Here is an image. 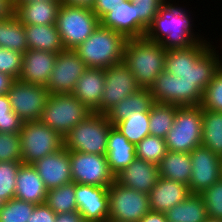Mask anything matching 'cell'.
<instances>
[{"label":"cell","instance_id":"cell-35","mask_svg":"<svg viewBox=\"0 0 222 222\" xmlns=\"http://www.w3.org/2000/svg\"><path fill=\"white\" fill-rule=\"evenodd\" d=\"M149 125V115H134L117 123L114 127L129 142L136 145L150 135Z\"/></svg>","mask_w":222,"mask_h":222},{"label":"cell","instance_id":"cell-26","mask_svg":"<svg viewBox=\"0 0 222 222\" xmlns=\"http://www.w3.org/2000/svg\"><path fill=\"white\" fill-rule=\"evenodd\" d=\"M60 0L34 1L14 5V13L24 26L51 25L56 23Z\"/></svg>","mask_w":222,"mask_h":222},{"label":"cell","instance_id":"cell-32","mask_svg":"<svg viewBox=\"0 0 222 222\" xmlns=\"http://www.w3.org/2000/svg\"><path fill=\"white\" fill-rule=\"evenodd\" d=\"M201 143L222 157V112L203 109Z\"/></svg>","mask_w":222,"mask_h":222},{"label":"cell","instance_id":"cell-19","mask_svg":"<svg viewBox=\"0 0 222 222\" xmlns=\"http://www.w3.org/2000/svg\"><path fill=\"white\" fill-rule=\"evenodd\" d=\"M100 25L121 33L127 39L144 37L147 26L137 17L136 6L124 0L100 19Z\"/></svg>","mask_w":222,"mask_h":222},{"label":"cell","instance_id":"cell-20","mask_svg":"<svg viewBox=\"0 0 222 222\" xmlns=\"http://www.w3.org/2000/svg\"><path fill=\"white\" fill-rule=\"evenodd\" d=\"M57 54L28 49L23 54L22 69L18 80L46 86L56 62Z\"/></svg>","mask_w":222,"mask_h":222},{"label":"cell","instance_id":"cell-55","mask_svg":"<svg viewBox=\"0 0 222 222\" xmlns=\"http://www.w3.org/2000/svg\"><path fill=\"white\" fill-rule=\"evenodd\" d=\"M3 203L4 202L0 199V209L2 208Z\"/></svg>","mask_w":222,"mask_h":222},{"label":"cell","instance_id":"cell-1","mask_svg":"<svg viewBox=\"0 0 222 222\" xmlns=\"http://www.w3.org/2000/svg\"><path fill=\"white\" fill-rule=\"evenodd\" d=\"M207 40L198 41L191 47L167 50L164 71L181 80L193 82L203 92L222 68V58Z\"/></svg>","mask_w":222,"mask_h":222},{"label":"cell","instance_id":"cell-41","mask_svg":"<svg viewBox=\"0 0 222 222\" xmlns=\"http://www.w3.org/2000/svg\"><path fill=\"white\" fill-rule=\"evenodd\" d=\"M22 162L19 134L0 132V162Z\"/></svg>","mask_w":222,"mask_h":222},{"label":"cell","instance_id":"cell-43","mask_svg":"<svg viewBox=\"0 0 222 222\" xmlns=\"http://www.w3.org/2000/svg\"><path fill=\"white\" fill-rule=\"evenodd\" d=\"M23 54L11 49L0 48V72L19 78L22 69Z\"/></svg>","mask_w":222,"mask_h":222},{"label":"cell","instance_id":"cell-27","mask_svg":"<svg viewBox=\"0 0 222 222\" xmlns=\"http://www.w3.org/2000/svg\"><path fill=\"white\" fill-rule=\"evenodd\" d=\"M135 150V144L129 142L114 126L110 129L106 157L114 176L136 159Z\"/></svg>","mask_w":222,"mask_h":222},{"label":"cell","instance_id":"cell-13","mask_svg":"<svg viewBox=\"0 0 222 222\" xmlns=\"http://www.w3.org/2000/svg\"><path fill=\"white\" fill-rule=\"evenodd\" d=\"M69 157L74 183L109 187L115 181L106 156L69 152Z\"/></svg>","mask_w":222,"mask_h":222},{"label":"cell","instance_id":"cell-44","mask_svg":"<svg viewBox=\"0 0 222 222\" xmlns=\"http://www.w3.org/2000/svg\"><path fill=\"white\" fill-rule=\"evenodd\" d=\"M136 6L137 17L148 27L158 14L164 0H131Z\"/></svg>","mask_w":222,"mask_h":222},{"label":"cell","instance_id":"cell-22","mask_svg":"<svg viewBox=\"0 0 222 222\" xmlns=\"http://www.w3.org/2000/svg\"><path fill=\"white\" fill-rule=\"evenodd\" d=\"M104 86V69L88 68L77 80L72 94L91 112L100 113Z\"/></svg>","mask_w":222,"mask_h":222},{"label":"cell","instance_id":"cell-17","mask_svg":"<svg viewBox=\"0 0 222 222\" xmlns=\"http://www.w3.org/2000/svg\"><path fill=\"white\" fill-rule=\"evenodd\" d=\"M75 198L84 222L108 219V187L75 183Z\"/></svg>","mask_w":222,"mask_h":222},{"label":"cell","instance_id":"cell-53","mask_svg":"<svg viewBox=\"0 0 222 222\" xmlns=\"http://www.w3.org/2000/svg\"><path fill=\"white\" fill-rule=\"evenodd\" d=\"M205 222H222V220L208 218Z\"/></svg>","mask_w":222,"mask_h":222},{"label":"cell","instance_id":"cell-21","mask_svg":"<svg viewBox=\"0 0 222 222\" xmlns=\"http://www.w3.org/2000/svg\"><path fill=\"white\" fill-rule=\"evenodd\" d=\"M158 178L157 164L136 158L115 176V181L124 187L149 194Z\"/></svg>","mask_w":222,"mask_h":222},{"label":"cell","instance_id":"cell-14","mask_svg":"<svg viewBox=\"0 0 222 222\" xmlns=\"http://www.w3.org/2000/svg\"><path fill=\"white\" fill-rule=\"evenodd\" d=\"M86 64L74 50L57 54L49 81L45 86L50 94H69L74 91L77 80L87 70Z\"/></svg>","mask_w":222,"mask_h":222},{"label":"cell","instance_id":"cell-4","mask_svg":"<svg viewBox=\"0 0 222 222\" xmlns=\"http://www.w3.org/2000/svg\"><path fill=\"white\" fill-rule=\"evenodd\" d=\"M127 38L101 25L74 51L87 68L106 69L123 62Z\"/></svg>","mask_w":222,"mask_h":222},{"label":"cell","instance_id":"cell-10","mask_svg":"<svg viewBox=\"0 0 222 222\" xmlns=\"http://www.w3.org/2000/svg\"><path fill=\"white\" fill-rule=\"evenodd\" d=\"M108 203V218L117 222H139L151 211L148 194L116 181L108 187Z\"/></svg>","mask_w":222,"mask_h":222},{"label":"cell","instance_id":"cell-49","mask_svg":"<svg viewBox=\"0 0 222 222\" xmlns=\"http://www.w3.org/2000/svg\"><path fill=\"white\" fill-rule=\"evenodd\" d=\"M139 222H168V220L165 213L150 211Z\"/></svg>","mask_w":222,"mask_h":222},{"label":"cell","instance_id":"cell-54","mask_svg":"<svg viewBox=\"0 0 222 222\" xmlns=\"http://www.w3.org/2000/svg\"><path fill=\"white\" fill-rule=\"evenodd\" d=\"M103 222H117V221H114V220H111V219H106L105 221H103Z\"/></svg>","mask_w":222,"mask_h":222},{"label":"cell","instance_id":"cell-7","mask_svg":"<svg viewBox=\"0 0 222 222\" xmlns=\"http://www.w3.org/2000/svg\"><path fill=\"white\" fill-rule=\"evenodd\" d=\"M91 113L72 93L50 94L40 121L64 138Z\"/></svg>","mask_w":222,"mask_h":222},{"label":"cell","instance_id":"cell-15","mask_svg":"<svg viewBox=\"0 0 222 222\" xmlns=\"http://www.w3.org/2000/svg\"><path fill=\"white\" fill-rule=\"evenodd\" d=\"M105 86L100 103V114H105L114 105L141 89L124 62L104 69Z\"/></svg>","mask_w":222,"mask_h":222},{"label":"cell","instance_id":"cell-5","mask_svg":"<svg viewBox=\"0 0 222 222\" xmlns=\"http://www.w3.org/2000/svg\"><path fill=\"white\" fill-rule=\"evenodd\" d=\"M112 127L105 114L92 112L64 137V147L69 152L106 156Z\"/></svg>","mask_w":222,"mask_h":222},{"label":"cell","instance_id":"cell-25","mask_svg":"<svg viewBox=\"0 0 222 222\" xmlns=\"http://www.w3.org/2000/svg\"><path fill=\"white\" fill-rule=\"evenodd\" d=\"M154 103L149 89H139L136 93L127 96L114 105L105 116L112 126L134 115H149V110Z\"/></svg>","mask_w":222,"mask_h":222},{"label":"cell","instance_id":"cell-18","mask_svg":"<svg viewBox=\"0 0 222 222\" xmlns=\"http://www.w3.org/2000/svg\"><path fill=\"white\" fill-rule=\"evenodd\" d=\"M47 190L73 182L69 151L64 147L32 164Z\"/></svg>","mask_w":222,"mask_h":222},{"label":"cell","instance_id":"cell-16","mask_svg":"<svg viewBox=\"0 0 222 222\" xmlns=\"http://www.w3.org/2000/svg\"><path fill=\"white\" fill-rule=\"evenodd\" d=\"M192 175L189 181V191L192 194H202L221 179L222 157L200 145L190 152Z\"/></svg>","mask_w":222,"mask_h":222},{"label":"cell","instance_id":"cell-47","mask_svg":"<svg viewBox=\"0 0 222 222\" xmlns=\"http://www.w3.org/2000/svg\"><path fill=\"white\" fill-rule=\"evenodd\" d=\"M55 222H84L79 211H70L56 215Z\"/></svg>","mask_w":222,"mask_h":222},{"label":"cell","instance_id":"cell-24","mask_svg":"<svg viewBox=\"0 0 222 222\" xmlns=\"http://www.w3.org/2000/svg\"><path fill=\"white\" fill-rule=\"evenodd\" d=\"M15 199L42 204L47 199V189L32 165L22 164L16 176Z\"/></svg>","mask_w":222,"mask_h":222},{"label":"cell","instance_id":"cell-39","mask_svg":"<svg viewBox=\"0 0 222 222\" xmlns=\"http://www.w3.org/2000/svg\"><path fill=\"white\" fill-rule=\"evenodd\" d=\"M23 121L12 110L7 94L0 96V132L17 133L22 129Z\"/></svg>","mask_w":222,"mask_h":222},{"label":"cell","instance_id":"cell-36","mask_svg":"<svg viewBox=\"0 0 222 222\" xmlns=\"http://www.w3.org/2000/svg\"><path fill=\"white\" fill-rule=\"evenodd\" d=\"M136 158L147 162L159 164L167 153V146L164 138L148 135L135 145Z\"/></svg>","mask_w":222,"mask_h":222},{"label":"cell","instance_id":"cell-2","mask_svg":"<svg viewBox=\"0 0 222 222\" xmlns=\"http://www.w3.org/2000/svg\"><path fill=\"white\" fill-rule=\"evenodd\" d=\"M187 10L173 5L170 0H164L159 7L158 14L148 26L144 37L150 41L160 43L165 50H177L191 47L198 41H203L193 32V21Z\"/></svg>","mask_w":222,"mask_h":222},{"label":"cell","instance_id":"cell-50","mask_svg":"<svg viewBox=\"0 0 222 222\" xmlns=\"http://www.w3.org/2000/svg\"><path fill=\"white\" fill-rule=\"evenodd\" d=\"M14 81L13 77L0 72V96L7 94Z\"/></svg>","mask_w":222,"mask_h":222},{"label":"cell","instance_id":"cell-6","mask_svg":"<svg viewBox=\"0 0 222 222\" xmlns=\"http://www.w3.org/2000/svg\"><path fill=\"white\" fill-rule=\"evenodd\" d=\"M55 25L64 48L74 50L97 29L100 20L90 8L61 4Z\"/></svg>","mask_w":222,"mask_h":222},{"label":"cell","instance_id":"cell-23","mask_svg":"<svg viewBox=\"0 0 222 222\" xmlns=\"http://www.w3.org/2000/svg\"><path fill=\"white\" fill-rule=\"evenodd\" d=\"M190 195L189 187L183 183L159 177L149 192L150 209L166 213L174 205L181 203Z\"/></svg>","mask_w":222,"mask_h":222},{"label":"cell","instance_id":"cell-11","mask_svg":"<svg viewBox=\"0 0 222 222\" xmlns=\"http://www.w3.org/2000/svg\"><path fill=\"white\" fill-rule=\"evenodd\" d=\"M149 90L154 102L180 107L199 106L203 99V91L193 82L183 81L180 76L165 71L156 77Z\"/></svg>","mask_w":222,"mask_h":222},{"label":"cell","instance_id":"cell-33","mask_svg":"<svg viewBox=\"0 0 222 222\" xmlns=\"http://www.w3.org/2000/svg\"><path fill=\"white\" fill-rule=\"evenodd\" d=\"M180 106L154 102L149 110L150 135L165 138L171 130Z\"/></svg>","mask_w":222,"mask_h":222},{"label":"cell","instance_id":"cell-40","mask_svg":"<svg viewBox=\"0 0 222 222\" xmlns=\"http://www.w3.org/2000/svg\"><path fill=\"white\" fill-rule=\"evenodd\" d=\"M203 109L222 112V68L203 92Z\"/></svg>","mask_w":222,"mask_h":222},{"label":"cell","instance_id":"cell-31","mask_svg":"<svg viewBox=\"0 0 222 222\" xmlns=\"http://www.w3.org/2000/svg\"><path fill=\"white\" fill-rule=\"evenodd\" d=\"M0 48L11 49L22 54L28 50L24 25L15 13L7 19L0 20Z\"/></svg>","mask_w":222,"mask_h":222},{"label":"cell","instance_id":"cell-46","mask_svg":"<svg viewBox=\"0 0 222 222\" xmlns=\"http://www.w3.org/2000/svg\"><path fill=\"white\" fill-rule=\"evenodd\" d=\"M124 0H95L91 10L97 15L100 20L104 15L111 12L121 4Z\"/></svg>","mask_w":222,"mask_h":222},{"label":"cell","instance_id":"cell-9","mask_svg":"<svg viewBox=\"0 0 222 222\" xmlns=\"http://www.w3.org/2000/svg\"><path fill=\"white\" fill-rule=\"evenodd\" d=\"M19 138L23 164L32 165L64 148V138L40 120L23 122Z\"/></svg>","mask_w":222,"mask_h":222},{"label":"cell","instance_id":"cell-28","mask_svg":"<svg viewBox=\"0 0 222 222\" xmlns=\"http://www.w3.org/2000/svg\"><path fill=\"white\" fill-rule=\"evenodd\" d=\"M28 49L58 54L65 50L55 24L24 26Z\"/></svg>","mask_w":222,"mask_h":222},{"label":"cell","instance_id":"cell-42","mask_svg":"<svg viewBox=\"0 0 222 222\" xmlns=\"http://www.w3.org/2000/svg\"><path fill=\"white\" fill-rule=\"evenodd\" d=\"M201 196L205 202L208 218L222 220V178L207 188Z\"/></svg>","mask_w":222,"mask_h":222},{"label":"cell","instance_id":"cell-45","mask_svg":"<svg viewBox=\"0 0 222 222\" xmlns=\"http://www.w3.org/2000/svg\"><path fill=\"white\" fill-rule=\"evenodd\" d=\"M56 213L46 204H37L27 222H55Z\"/></svg>","mask_w":222,"mask_h":222},{"label":"cell","instance_id":"cell-51","mask_svg":"<svg viewBox=\"0 0 222 222\" xmlns=\"http://www.w3.org/2000/svg\"><path fill=\"white\" fill-rule=\"evenodd\" d=\"M62 4L71 5V6H78V7H85V8H92L95 0H60Z\"/></svg>","mask_w":222,"mask_h":222},{"label":"cell","instance_id":"cell-29","mask_svg":"<svg viewBox=\"0 0 222 222\" xmlns=\"http://www.w3.org/2000/svg\"><path fill=\"white\" fill-rule=\"evenodd\" d=\"M159 177L189 186L192 175L190 153L167 151L158 164Z\"/></svg>","mask_w":222,"mask_h":222},{"label":"cell","instance_id":"cell-34","mask_svg":"<svg viewBox=\"0 0 222 222\" xmlns=\"http://www.w3.org/2000/svg\"><path fill=\"white\" fill-rule=\"evenodd\" d=\"M56 214L78 211L75 198V183L71 182L47 190L45 202Z\"/></svg>","mask_w":222,"mask_h":222},{"label":"cell","instance_id":"cell-12","mask_svg":"<svg viewBox=\"0 0 222 222\" xmlns=\"http://www.w3.org/2000/svg\"><path fill=\"white\" fill-rule=\"evenodd\" d=\"M7 95L12 110L23 122L40 120L50 93L44 85L15 80Z\"/></svg>","mask_w":222,"mask_h":222},{"label":"cell","instance_id":"cell-8","mask_svg":"<svg viewBox=\"0 0 222 222\" xmlns=\"http://www.w3.org/2000/svg\"><path fill=\"white\" fill-rule=\"evenodd\" d=\"M203 107L185 106L176 111L174 124L166 135L167 150L190 153L202 145Z\"/></svg>","mask_w":222,"mask_h":222},{"label":"cell","instance_id":"cell-38","mask_svg":"<svg viewBox=\"0 0 222 222\" xmlns=\"http://www.w3.org/2000/svg\"><path fill=\"white\" fill-rule=\"evenodd\" d=\"M22 162H0V199L7 202L14 198L16 176Z\"/></svg>","mask_w":222,"mask_h":222},{"label":"cell","instance_id":"cell-3","mask_svg":"<svg viewBox=\"0 0 222 222\" xmlns=\"http://www.w3.org/2000/svg\"><path fill=\"white\" fill-rule=\"evenodd\" d=\"M166 52L160 43L145 37L127 39L123 62L133 73L140 88L149 89L164 71Z\"/></svg>","mask_w":222,"mask_h":222},{"label":"cell","instance_id":"cell-30","mask_svg":"<svg viewBox=\"0 0 222 222\" xmlns=\"http://www.w3.org/2000/svg\"><path fill=\"white\" fill-rule=\"evenodd\" d=\"M168 222H205L207 209L201 194H192L181 203L174 205L166 213Z\"/></svg>","mask_w":222,"mask_h":222},{"label":"cell","instance_id":"cell-37","mask_svg":"<svg viewBox=\"0 0 222 222\" xmlns=\"http://www.w3.org/2000/svg\"><path fill=\"white\" fill-rule=\"evenodd\" d=\"M35 206L15 198L4 202L0 209V222H27Z\"/></svg>","mask_w":222,"mask_h":222},{"label":"cell","instance_id":"cell-52","mask_svg":"<svg viewBox=\"0 0 222 222\" xmlns=\"http://www.w3.org/2000/svg\"><path fill=\"white\" fill-rule=\"evenodd\" d=\"M34 1H46V0H15L14 5H22V4H29Z\"/></svg>","mask_w":222,"mask_h":222},{"label":"cell","instance_id":"cell-48","mask_svg":"<svg viewBox=\"0 0 222 222\" xmlns=\"http://www.w3.org/2000/svg\"><path fill=\"white\" fill-rule=\"evenodd\" d=\"M14 2L12 0H0V20L9 18L14 14Z\"/></svg>","mask_w":222,"mask_h":222}]
</instances>
